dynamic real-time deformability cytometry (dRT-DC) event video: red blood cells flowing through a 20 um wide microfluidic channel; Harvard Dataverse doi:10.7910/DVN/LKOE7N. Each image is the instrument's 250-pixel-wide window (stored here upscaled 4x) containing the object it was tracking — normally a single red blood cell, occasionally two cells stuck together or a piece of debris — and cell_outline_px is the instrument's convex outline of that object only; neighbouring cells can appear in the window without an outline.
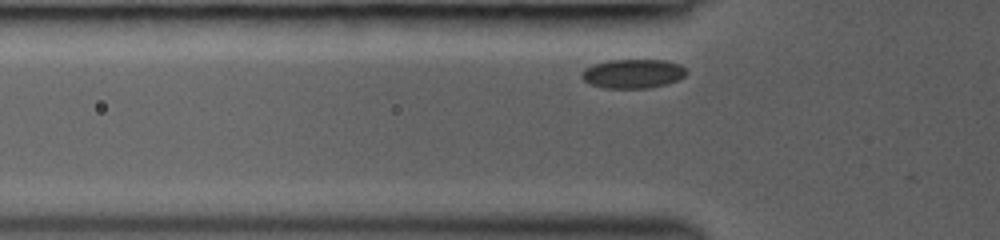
{"species": "common noctule bat (a hibernating species)", "species_latin": "Nyctalus noctula", "temperature_condition": "room temperature", "stored_images_in_passage": 29, "camera_frame_rate_fps": 3000, "um_per_image_px": 0.085, "animal": {"sex": "female", "body_mass_g": 19.0, "forearm_length_mm": 53.3}, "frame": {"image": 1, "passage_image": 4, "time_ms": 1.0, "image_size_px": [1000, 240], "cell_outline_px": [[688, 72], [684, 76], [676, 80], [664, 84], [648, 88], [604, 88], [592, 84], [584, 80], [580, 76], [580, 72], [592, 64], [608, 60], [664, 60], [680, 64]], "centroid_in_image_um": [53.77, 6.25], "position_along_channel_um": 72.0, "area_um2": 17.69}}
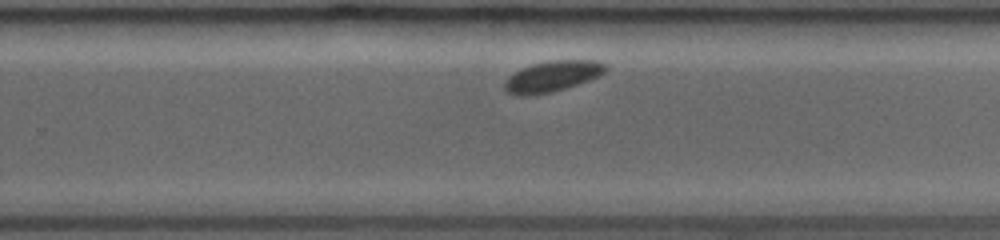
{"frame": {"image": 2, "passage_image": 20, "time_ms": 6.333, "image_size_px": [1000, 240], "cell_outline_px": [[608, 68], [604, 72], [588, 80], [552, 92], [528, 96], [520, 96], [508, 92], [504, 88], [504, 80], [508, 76], [520, 68], [532, 64], [552, 60], [596, 60], [608, 64]], "centroid_in_image_um": [46.92, 6.48], "position_along_channel_um": 282.9, "area_um2": 18.15}}
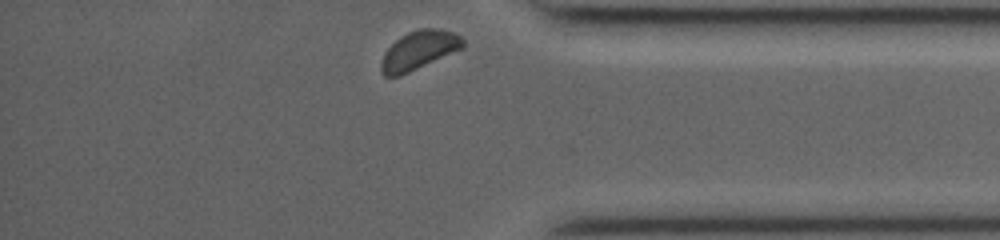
{"frame": {"image": 3, "passage_image": 29, "time_ms": 9.333, "image_size_px": [1000, 240], "cell_outline_px": [[464, 48], [400, 76], [384, 76], [380, 68], [380, 64], [384, 52], [400, 36], [408, 32], [420, 28], [440, 28], [452, 32], [460, 36], [464, 40]], "centroid_in_image_um": [35.61, 4.27], "position_along_channel_um": 399.6, "area_um2": 18.5}}